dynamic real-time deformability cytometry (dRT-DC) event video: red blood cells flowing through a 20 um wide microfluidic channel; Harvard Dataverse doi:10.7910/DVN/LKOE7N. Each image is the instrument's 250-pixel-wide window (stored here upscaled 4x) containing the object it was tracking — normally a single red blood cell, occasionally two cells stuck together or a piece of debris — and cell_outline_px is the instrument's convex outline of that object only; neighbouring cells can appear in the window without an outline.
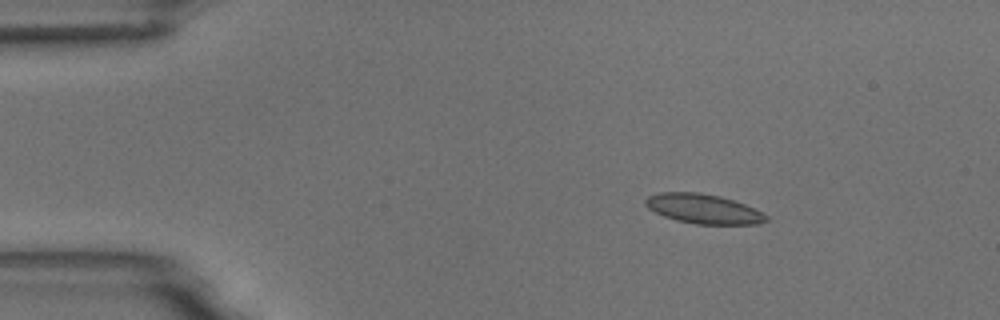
{"species": "common noctule bat (a hibernating species)", "species_latin": "Nyctalus noctula", "temperature_condition": "room temperature", "stored_images_in_passage": 4, "camera_frame_rate_fps": 3000, "um_per_image_px": 0.085, "animal": {"sex": "male", "body_mass_g": 18.8}, "frame": {"image": 1, "passage_image": 2, "time_ms": 1.0, "image_size_px": [1000, 320], "cell_outline_px": [[768, 220], [756, 224], [696, 224], [676, 220], [664, 216], [648, 208], [644, 204], [644, 200], [648, 196], [660, 192], [700, 192], [720, 196], [744, 204], [768, 216]], "centroid_in_image_um": [59.75, 17.74], "position_along_channel_um": 25.3, "area_um2": 20.63}}